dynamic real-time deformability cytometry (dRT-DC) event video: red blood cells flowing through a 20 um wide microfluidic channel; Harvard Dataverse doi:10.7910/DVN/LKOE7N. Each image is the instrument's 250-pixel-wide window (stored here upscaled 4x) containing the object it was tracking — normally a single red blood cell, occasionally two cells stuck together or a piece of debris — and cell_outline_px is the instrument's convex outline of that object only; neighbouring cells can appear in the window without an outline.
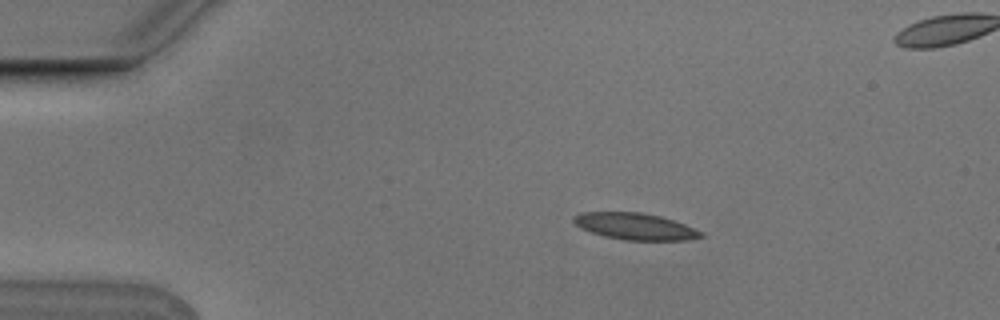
{"species": "Egyptian fruit bat (a non-hibernating species)", "species_latin": "Rousettus aegyptiacus", "temperature_condition": "cold", "stored_images_in_passage": 4, "segment_of_instrument_passage": [1, 2], "camera_frame_rate_fps": 3000, "um_per_image_px": 0.085, "animal": {"sex": "male"}, "frame": {"image": 1, "passage_image": 2, "time_ms": 0.333, "image_size_px": [1000, 320], "cell_outline_px": [[708, 236], [688, 240], [624, 240], [604, 236], [580, 228], [572, 220], [572, 216], [580, 212], [640, 212], [660, 216], [684, 224], [704, 232]], "centroid_in_image_um": [54.0, 19.24], "position_along_channel_um": 31.0, "area_um2": 19.88}}